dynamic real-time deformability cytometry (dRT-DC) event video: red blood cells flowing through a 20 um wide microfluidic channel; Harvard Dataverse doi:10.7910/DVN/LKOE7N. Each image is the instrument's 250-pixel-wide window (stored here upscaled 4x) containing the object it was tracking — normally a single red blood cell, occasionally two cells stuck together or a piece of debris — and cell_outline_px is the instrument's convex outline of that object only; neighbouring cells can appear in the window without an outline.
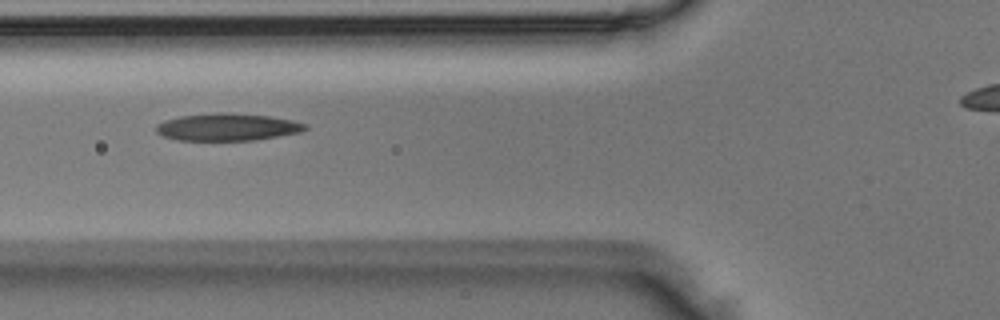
{"species": "Egyptian fruit bat (a non-hibernating species)", "species_latin": "Rousettus aegyptiacus", "temperature_condition": "room temperature", "stored_images_in_passage": 7, "camera_frame_rate_fps": 3000, "um_per_image_px": 0.085, "animal": {"sex": "male"}, "frame": {"image": 1, "passage_image": 6, "time_ms": 1.667, "image_size_px": [1000, 320], "cell_outline_px": [[308, 128], [300, 132], [256, 140], [180, 140], [164, 136], [156, 132], [156, 128], [164, 120], [180, 116], [212, 112], [228, 112], [268, 116], [292, 120], [308, 124]], "centroid_in_image_um": [19.35, 10.79], "position_along_channel_um": 106.4, "area_um2": 23.7}}